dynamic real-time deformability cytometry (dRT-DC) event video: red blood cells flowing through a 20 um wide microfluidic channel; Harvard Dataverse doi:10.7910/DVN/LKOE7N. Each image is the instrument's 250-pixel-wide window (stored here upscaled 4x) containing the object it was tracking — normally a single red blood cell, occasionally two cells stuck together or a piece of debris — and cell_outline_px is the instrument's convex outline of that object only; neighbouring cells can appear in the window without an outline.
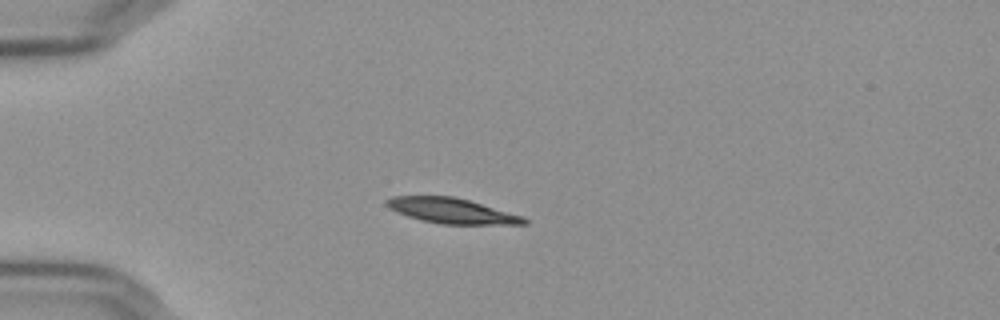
{"species": "Egyptian fruit bat (a non-hibernating species)", "species_latin": "Rousettus aegyptiacus", "temperature_condition": "cold", "stored_images_in_passage": 42, "camera_frame_rate_fps": 3000, "um_per_image_px": 0.085, "frame": {"image": 1, "passage_image": 1, "time_ms": 0.0, "image_size_px": [1000, 320], "cell_outline_px": [[528, 224], [440, 224], [420, 220], [408, 216], [388, 208], [384, 204], [384, 200], [392, 196], [452, 196], [468, 200], [524, 216], [528, 220]], "centroid_in_image_um": [38.37, 17.91], "position_along_channel_um": 46.6, "area_um2": 20.23}}
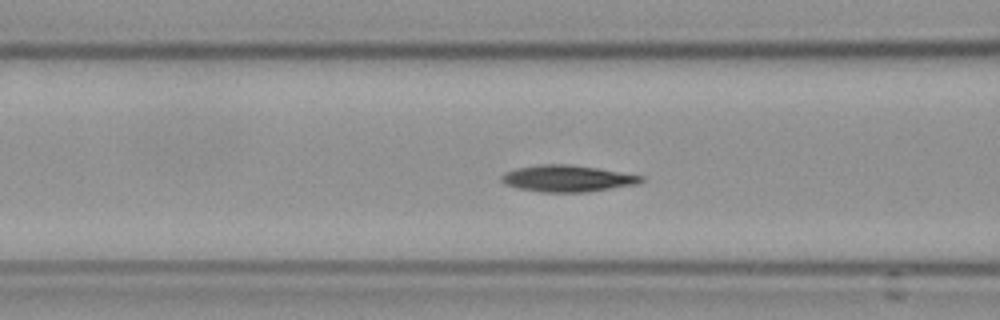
{"frame": {"image": 2, "passage_image": 9, "time_ms": 2.667, "image_size_px": [1000, 320], "cell_outline_px": [[644, 180], [640, 184], [588, 192], [540, 192], [520, 188], [504, 184], [500, 180], [500, 176], [504, 172], [516, 168], [540, 164], [568, 164], [596, 168], [644, 176]], "centroid_in_image_um": [48.22, 15.17], "position_along_channel_um": 118.4, "area_um2": 21.73}}
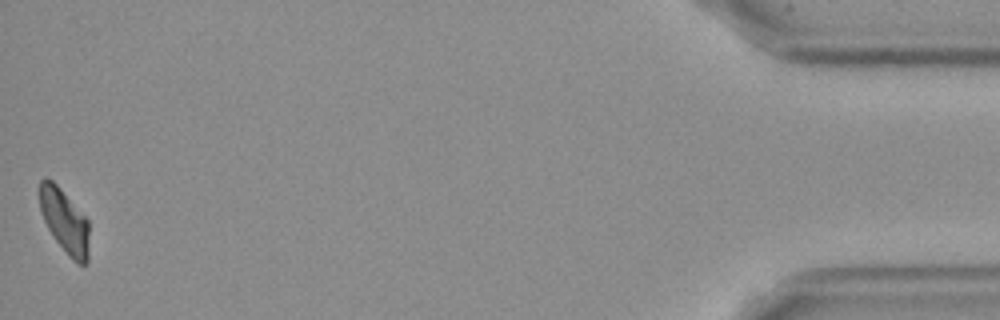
{"frame": {"image": 3, "passage_image": 42, "time_ms": 13.667, "image_size_px": [1000, 320], "cell_outline_px": [[88, 260], [84, 264], [76, 264], [68, 256], [56, 240], [48, 228], [40, 212], [40, 180], [44, 176], [52, 180], [60, 188], [88, 220]], "centroid_in_image_um": [5.48, 18.8], "position_along_channel_um": 429.7, "area_um2": 18.26}, "authors_computed_cell_mechanics": {"area_um2": 20.6635, "velocity_mm_per_s": 3.6125, "shape_relaxation_time_tau1_ms": 6.1689, "shape_relaxation_time_tau2_ms": 11.34, "deformation_change_tau1": 0.1289, "deformation_change_tau2": 0.132}}